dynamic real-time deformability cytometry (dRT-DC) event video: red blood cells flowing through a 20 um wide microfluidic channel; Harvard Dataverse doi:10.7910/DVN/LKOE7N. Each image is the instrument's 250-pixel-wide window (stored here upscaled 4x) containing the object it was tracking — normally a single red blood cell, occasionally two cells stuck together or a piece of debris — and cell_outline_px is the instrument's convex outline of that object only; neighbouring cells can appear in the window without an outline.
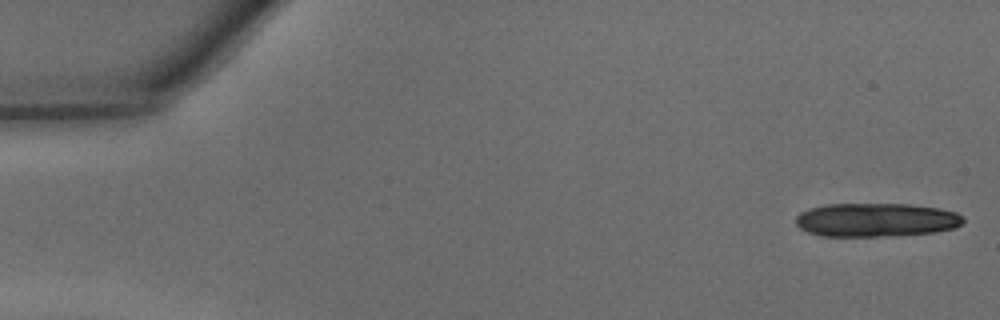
{"species": "common noctule bat (a hibernating species)", "species_latin": "Nyctalus noctula", "temperature_condition": "warm", "stored_images_in_passage": 17, "camera_frame_rate_fps": 3000, "um_per_image_px": 0.085, "animal": {"sex": "male", "body_mass_g": 15.6}, "frame": {"image": 1, "passage_image": 1, "time_ms": 0.0, "image_size_px": [1000, 320], "cell_outline_px": [[964, 224], [956, 228], [936, 232], [900, 236], [820, 236], [808, 232], [800, 228], [796, 224], [796, 216], [800, 212], [808, 208], [828, 204], [908, 204], [940, 208], [956, 212], [964, 216]], "centroid_in_image_um": [74.51, 18.7], "position_along_channel_um": 10.5, "area_um2": 33.41}}
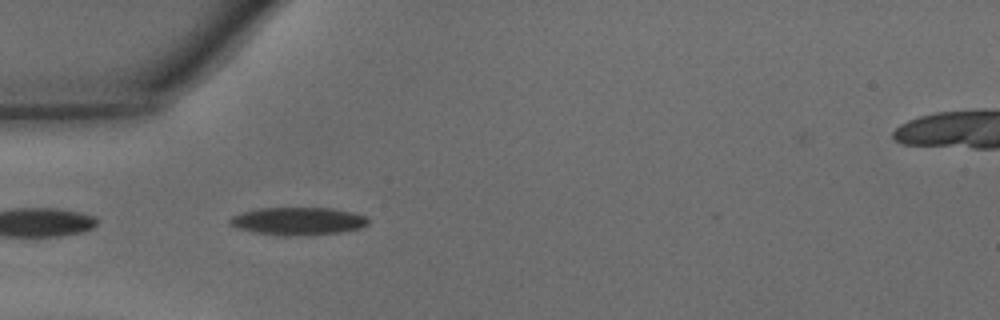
{"frame": {"image": 2, "passage_image": 14, "time_ms": 4.333, "image_size_px": [1000, 320], "cell_outline_px": [[368, 224], [360, 228], [340, 232], [288, 236], [284, 236], [252, 232], [236, 228], [228, 224], [228, 220], [232, 216], [240, 212], [260, 208], [332, 208], [352, 212], [364, 216], [368, 220]], "centroid_in_image_um": [25.26, 18.79], "position_along_channel_um": 59.7, "area_um2": 22.37}}